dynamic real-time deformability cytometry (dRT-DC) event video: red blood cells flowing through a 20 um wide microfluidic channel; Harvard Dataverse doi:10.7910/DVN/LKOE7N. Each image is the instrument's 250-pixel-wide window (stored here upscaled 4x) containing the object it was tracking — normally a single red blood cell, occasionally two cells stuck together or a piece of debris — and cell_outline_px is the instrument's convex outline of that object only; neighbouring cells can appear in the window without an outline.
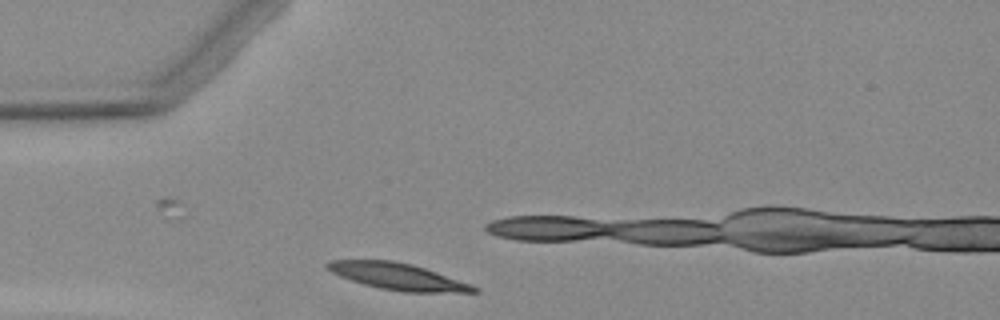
{"species": "Egyptian fruit bat (a non-hibernating species)", "species_latin": "Rousettus aegyptiacus", "temperature_condition": "warm", "stored_images_in_passage": 5, "camera_frame_rate_fps": 3000, "um_per_image_px": 0.085, "animal": {"sex": "female"}, "frame": {"image": 1, "passage_image": 2, "time_ms": 1.333, "image_size_px": [1000, 320], "cell_outline_px": [[480, 292], [404, 292], [380, 288], [364, 284], [340, 276], [324, 268], [324, 264], [328, 260], [392, 260], [412, 264], [472, 284], [480, 288]], "centroid_in_image_um": [33.8, 23.49], "position_along_channel_um": 51.2, "area_um2": 22.72}}